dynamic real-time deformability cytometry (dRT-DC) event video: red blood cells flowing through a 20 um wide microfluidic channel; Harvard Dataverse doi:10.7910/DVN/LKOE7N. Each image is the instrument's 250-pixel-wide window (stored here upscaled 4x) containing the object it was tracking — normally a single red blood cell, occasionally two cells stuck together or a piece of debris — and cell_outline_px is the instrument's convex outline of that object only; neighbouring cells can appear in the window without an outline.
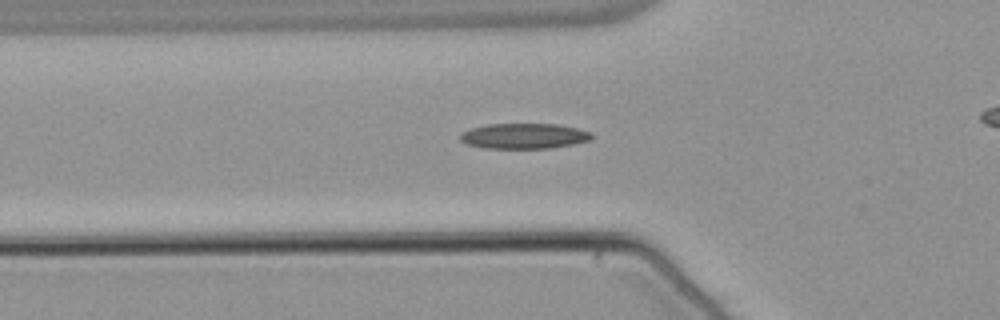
{"species": "common noctule bat (a hibernating species)", "species_latin": "Nyctalus noctula", "temperature_condition": "warm", "stored_images_in_passage": 46, "camera_frame_rate_fps": 3000, "um_per_image_px": 0.085, "animal": {"sex": "male", "body_mass_g": 21.5, "forearm_length_mm": 52.0}, "frame": {"image": 1, "passage_image": 18, "time_ms": 5.667, "image_size_px": [1000, 320], "cell_outline_px": [[592, 136], [588, 140], [572, 144], [548, 148], [484, 148], [468, 144], [460, 140], [460, 132], [472, 128], [488, 124], [556, 124], [576, 128], [592, 132]], "centroid_in_image_um": [44.5, 11.56], "position_along_channel_um": 81.3, "area_um2": 19.25}}
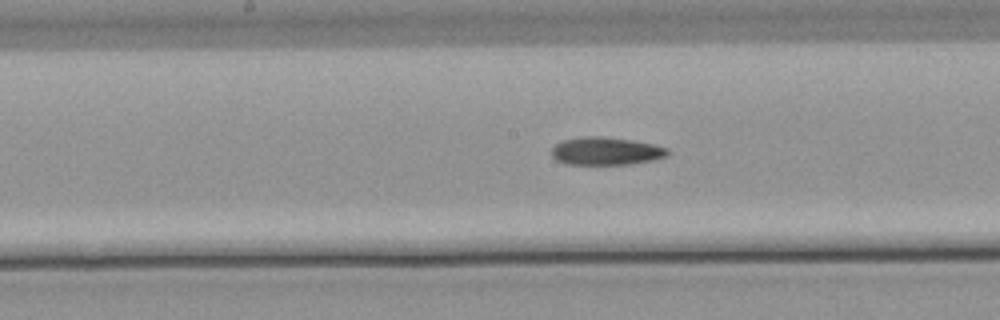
{"frame": {"image": 2, "passage_image": 27, "time_ms": 8.667, "image_size_px": [1000, 320], "cell_outline_px": [[668, 152], [664, 156], [652, 160], [628, 164], [564, 164], [556, 160], [552, 156], [552, 148], [556, 144], [564, 140], [580, 136], [600, 136], [632, 140], [652, 144], [668, 148]], "centroid_in_image_um": [51.45, 12.84], "position_along_channel_um": 196.7, "area_um2": 18.67}}
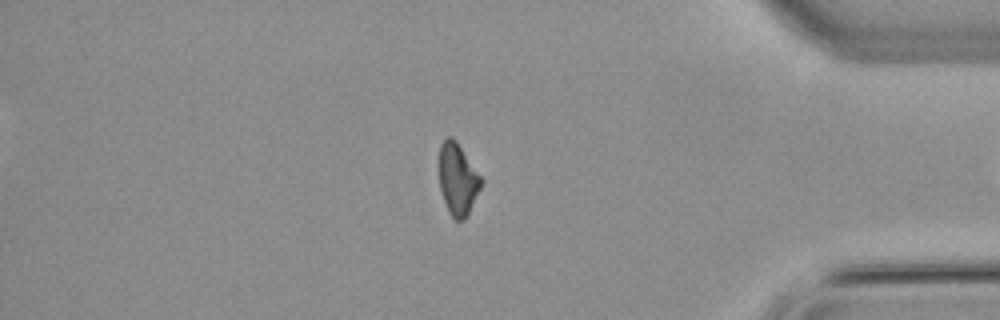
{"frame": {"image": 3, "passage_image": 45, "time_ms": 14.667, "image_size_px": [1000, 320], "cell_outline_px": [[484, 180], [468, 216], [464, 220], [456, 220], [448, 212], [440, 188], [440, 144], [448, 136], [452, 136], [456, 140]], "centroid_in_image_um": [38.93, 15.25], "position_along_channel_um": 396.3, "area_um2": 17.57}}